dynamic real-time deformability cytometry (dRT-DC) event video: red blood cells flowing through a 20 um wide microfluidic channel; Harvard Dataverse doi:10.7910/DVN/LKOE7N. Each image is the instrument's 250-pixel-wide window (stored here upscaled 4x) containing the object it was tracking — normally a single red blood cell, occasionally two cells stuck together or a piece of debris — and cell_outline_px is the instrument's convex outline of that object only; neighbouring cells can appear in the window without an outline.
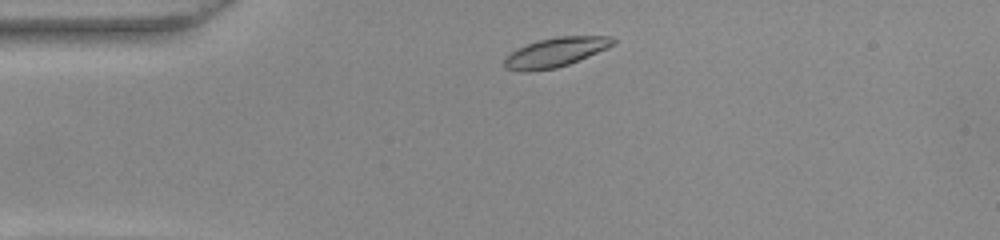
{"species": "common noctule bat (a hibernating species)", "species_latin": "Nyctalus noctula", "temperature_condition": "warm", "stored_images_in_passage": 44, "camera_frame_rate_fps": 3000, "um_per_image_px": 0.085, "animal": {"sex": "female", "body_mass_g": 22.0, "forearm_length_mm": 56.7}, "frame": {"image": 1, "passage_image": 3, "time_ms": 0.667, "image_size_px": [1000, 240], "cell_outline_px": [[616, 44], [608, 48], [568, 64], [556, 68], [524, 72], [520, 72], [504, 68], [504, 56], [528, 44], [540, 40], [556, 36], [612, 36], [616, 40]], "centroid_in_image_um": [47.23, 4.44], "position_along_channel_um": 37.8, "area_um2": 18.55}}
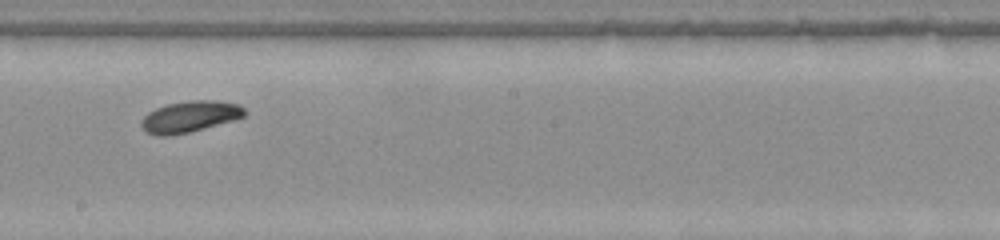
{"frame": {"image": 2, "passage_image": 21, "time_ms": 6.667, "image_size_px": [1000, 240], "cell_outline_px": [[244, 116], [232, 120], [188, 132], [168, 136], [156, 136], [148, 132], [140, 124], [140, 120], [148, 112], [156, 108], [168, 104], [192, 100], [216, 100], [240, 104], [244, 108]], "centroid_in_image_um": [16.11, 9.9], "position_along_channel_um": 232.1, "area_um2": 18.55}}
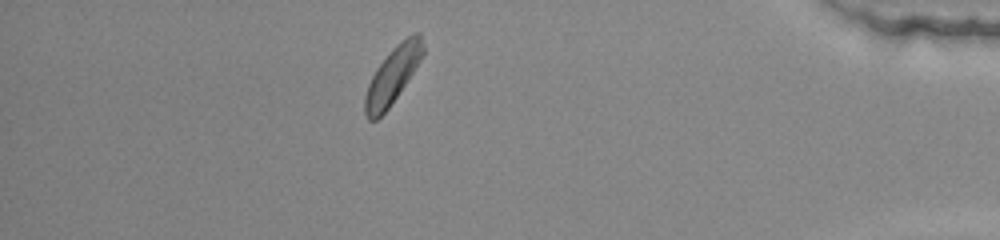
{"frame": {"image": 3, "passage_image": 38, "time_ms": 12.333, "image_size_px": [1000, 240], "cell_outline_px": [[424, 52], [420, 60], [388, 108], [376, 120], [368, 120], [364, 112], [364, 96], [368, 84], [376, 68], [392, 48], [396, 44], [408, 36], [416, 32], [420, 32], [424, 48]], "centroid_in_image_um": [33.34, 6.4], "position_along_channel_um": 401.9, "area_um2": 18.67}, "authors_computed_cell_mechanics": {"area_um2": 18.6694, "velocity_mm_per_s": 3.794, "shape_relaxation_time_tau1_ms": 1.4786, "shape_relaxation_time_tau2_ms": null, "deformation_change_tau1": 0.11, "deformation_change_tau2": null}}